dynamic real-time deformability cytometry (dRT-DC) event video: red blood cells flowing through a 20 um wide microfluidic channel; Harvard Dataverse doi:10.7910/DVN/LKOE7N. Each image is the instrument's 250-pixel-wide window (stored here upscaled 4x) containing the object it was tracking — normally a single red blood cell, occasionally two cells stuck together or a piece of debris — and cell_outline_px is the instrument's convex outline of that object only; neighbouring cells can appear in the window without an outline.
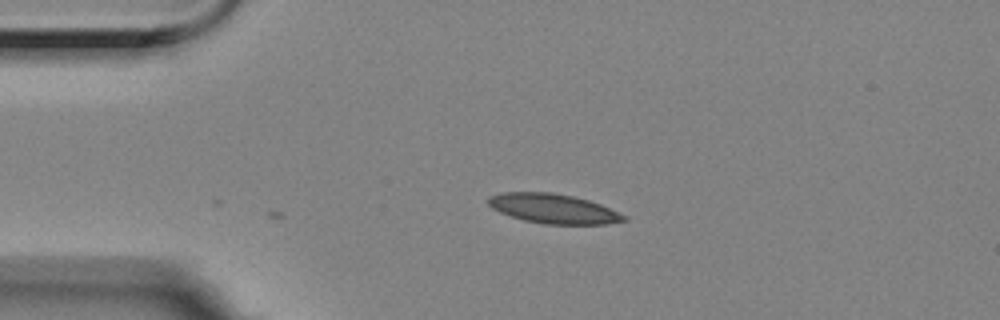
{"species": "Egyptian fruit bat (a non-hibernating species)", "species_latin": "Rousettus aegyptiacus", "temperature_condition": "room temperature", "stored_images_in_passage": 11, "camera_frame_rate_fps": 3000, "um_per_image_px": 0.085, "animal": {"sex": "female"}, "frame": {"image": 1, "passage_image": 11, "time_ms": 3.333, "image_size_px": [1000, 320], "cell_outline_px": [[628, 220], [608, 224], [544, 224], [524, 220], [500, 212], [492, 208], [488, 204], [488, 196], [504, 192], [552, 192], [572, 196], [588, 200], [600, 204], [628, 216]], "centroid_in_image_um": [47.06, 17.73], "position_along_channel_um": 37.9, "area_um2": 23.35}}